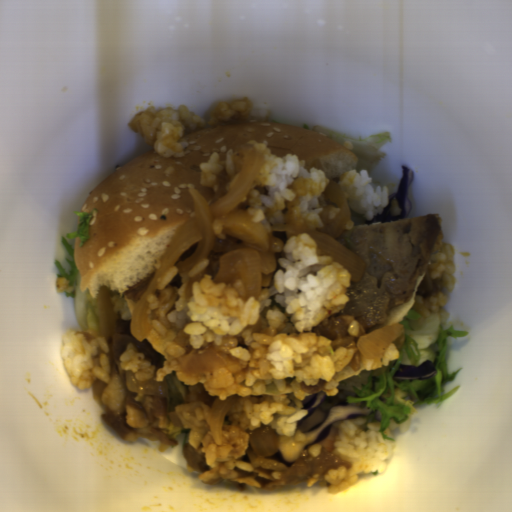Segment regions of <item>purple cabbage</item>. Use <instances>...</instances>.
Segmentation results:
<instances>
[{
  "label": "purple cabbage",
  "mask_w": 512,
  "mask_h": 512,
  "mask_svg": "<svg viewBox=\"0 0 512 512\" xmlns=\"http://www.w3.org/2000/svg\"><path fill=\"white\" fill-rule=\"evenodd\" d=\"M413 179L414 172L408 166L402 165L401 180L395 192L389 196L385 209L382 213H377L372 220L363 222L368 225L406 219L412 206L408 191Z\"/></svg>",
  "instance_id": "purple-cabbage-2"
},
{
  "label": "purple cabbage",
  "mask_w": 512,
  "mask_h": 512,
  "mask_svg": "<svg viewBox=\"0 0 512 512\" xmlns=\"http://www.w3.org/2000/svg\"><path fill=\"white\" fill-rule=\"evenodd\" d=\"M326 393L325 391L316 392L311 399L303 406L307 414L297 420L296 430L292 436L279 435L277 430L274 433L278 442V450L266 458H272L280 464L289 467L298 460L304 451L311 445L328 437L332 426L336 423L346 420H357L366 418L370 413L365 401L332 406L325 418L309 430H303L304 422L320 407Z\"/></svg>",
  "instance_id": "purple-cabbage-1"
},
{
  "label": "purple cabbage",
  "mask_w": 512,
  "mask_h": 512,
  "mask_svg": "<svg viewBox=\"0 0 512 512\" xmlns=\"http://www.w3.org/2000/svg\"><path fill=\"white\" fill-rule=\"evenodd\" d=\"M436 373L432 361H423L421 365H399L393 374V379L400 382L422 381L430 379Z\"/></svg>",
  "instance_id": "purple-cabbage-3"
}]
</instances>
